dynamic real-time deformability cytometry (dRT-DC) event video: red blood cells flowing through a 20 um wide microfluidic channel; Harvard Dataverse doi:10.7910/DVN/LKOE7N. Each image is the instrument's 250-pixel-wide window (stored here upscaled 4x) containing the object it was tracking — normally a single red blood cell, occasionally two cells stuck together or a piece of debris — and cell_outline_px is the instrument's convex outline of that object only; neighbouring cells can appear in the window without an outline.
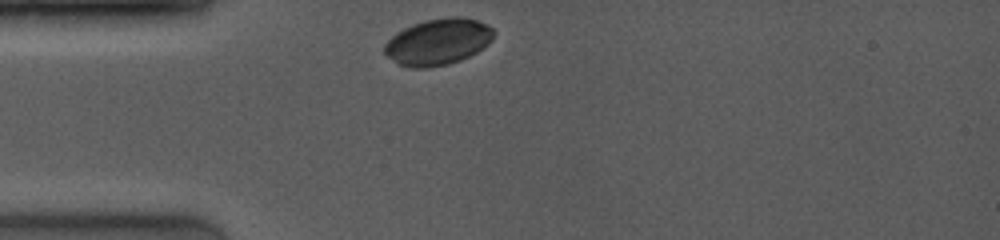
{"species": "common noctule bat (a hibernating species)", "species_latin": "Nyctalus noctula", "temperature_condition": "room temperature", "stored_images_in_passage": 7, "camera_frame_rate_fps": 4000, "um_per_image_px": 0.085, "animal": {"sex": "female", "body_mass_g": 19.0, "forearm_length_mm": 53.3}, "frame": {"image": 1, "passage_image": 1, "time_ms": 0.0, "image_size_px": [1000, 240], "cell_outline_px": [[496, 32], [492, 40], [488, 44], [476, 52], [460, 60], [448, 64], [428, 68], [412, 68], [396, 64], [384, 52], [384, 44], [392, 36], [404, 28], [412, 24], [424, 20], [452, 16], [456, 16], [476, 20], [492, 28]], "centroid_in_image_um": [37.22, 3.56], "position_along_channel_um": 47.8, "area_um2": 29.48}}
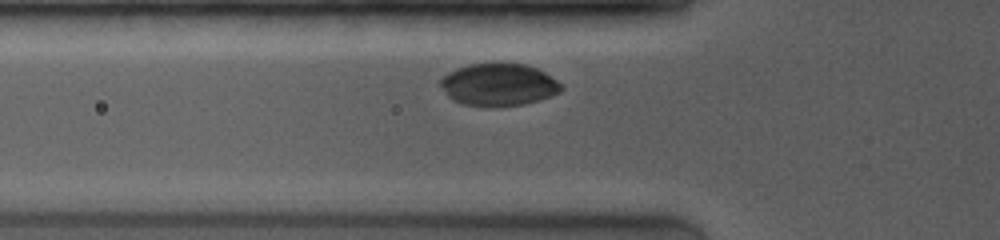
{"frame": {"image": 2, "passage_image": 4, "time_ms": 1.25, "image_size_px": [1000, 240], "cell_outline_px": [[564, 88], [560, 92], [540, 100], [524, 104], [496, 108], [488, 108], [464, 104], [452, 100], [448, 96], [440, 84], [440, 80], [448, 72], [456, 68], [468, 64], [496, 60], [528, 64], [544, 72], [556, 80]], "centroid_in_image_um": [42.37, 7.17], "position_along_channel_um": 83.4, "area_um2": 30.87}}
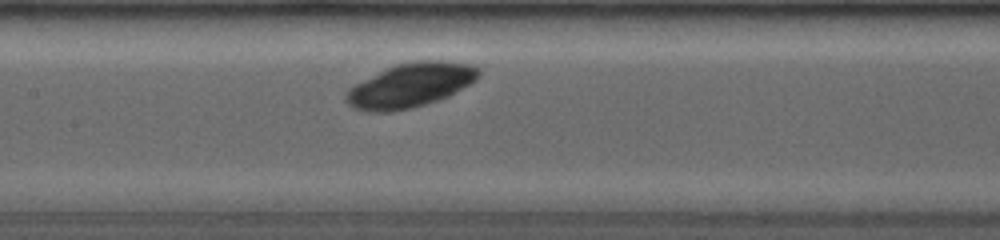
{"frame": {"image": 3, "passage_image": 7, "time_ms": 3.5, "image_size_px": [1000, 240], "cell_outline_px": [[480, 76], [476, 80], [448, 96], [424, 104], [392, 112], [368, 112], [352, 108], [344, 100], [344, 96], [348, 88], [396, 64], [416, 60], [444, 60], [472, 64], [480, 68]], "centroid_in_image_um": [34.89, 7.24], "position_along_channel_um": 172.5, "area_um2": 34.04}}